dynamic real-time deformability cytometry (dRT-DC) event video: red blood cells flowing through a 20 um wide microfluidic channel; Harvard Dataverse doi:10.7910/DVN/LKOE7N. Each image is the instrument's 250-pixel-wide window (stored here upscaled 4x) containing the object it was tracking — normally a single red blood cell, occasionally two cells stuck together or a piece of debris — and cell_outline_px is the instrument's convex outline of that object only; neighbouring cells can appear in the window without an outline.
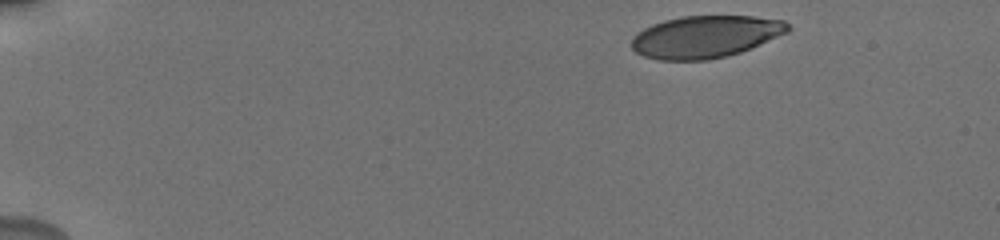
{"species": "human", "species_latin": "Homo sapiens", "temperature_condition": "cold", "stored_images_in_passage": 6, "camera_frame_rate_fps": 3000, "um_per_image_px": 0.085, "donor": {"sex": "male"}, "frame": {"image": 1, "passage_image": 1, "time_ms": 0.0, "image_size_px": [1000, 240], "cell_outline_px": [[792, 28], [788, 32], [752, 48], [728, 56], [708, 60], [660, 60], [644, 56], [636, 52], [632, 48], [632, 36], [636, 32], [652, 24], [664, 20], [684, 16], [752, 16], [784, 20]], "centroid_in_image_um": [59.97, 3.12], "position_along_channel_um": 25.0, "area_um2": 38.61}}
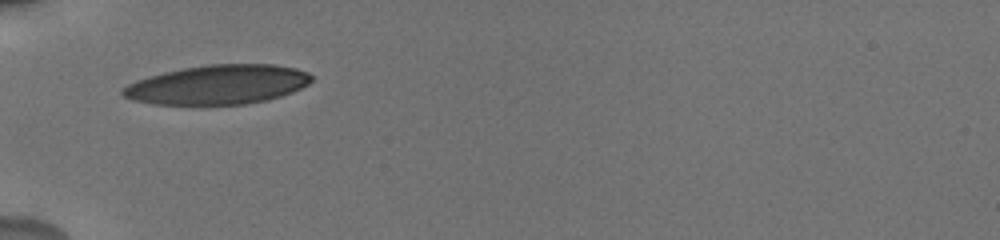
{"frame": {"image": 2, "passage_image": 5, "time_ms": 4.0, "image_size_px": [1000, 240], "cell_outline_px": [[312, 80], [308, 84], [292, 92], [268, 100], [244, 104], [156, 104], [132, 100], [124, 96], [120, 92], [128, 84], [136, 80], [148, 76], [164, 72], [184, 68], [208, 64], [272, 64], [296, 68], [308, 72], [312, 76]], "centroid_in_image_um": [18.53, 7.19], "position_along_channel_um": 66.5, "area_um2": 43.12}}
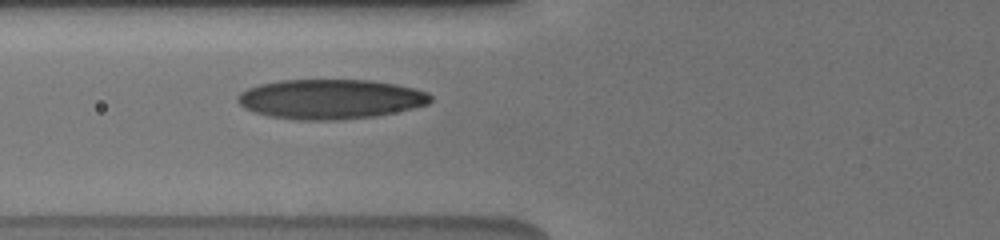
{"frame": {"image": 3, "passage_image": 6, "time_ms": 5.0, "image_size_px": [1000, 240], "cell_outline_px": [[432, 100], [428, 104], [412, 108], [376, 116], [336, 120], [296, 120], [268, 116], [252, 112], [244, 108], [236, 100], [236, 96], [240, 92], [248, 88], [260, 84], [280, 80], [372, 80], [396, 84], [428, 92], [432, 96]], "centroid_in_image_um": [28.05, 8.42], "position_along_channel_um": 97.8, "area_um2": 44.85}}